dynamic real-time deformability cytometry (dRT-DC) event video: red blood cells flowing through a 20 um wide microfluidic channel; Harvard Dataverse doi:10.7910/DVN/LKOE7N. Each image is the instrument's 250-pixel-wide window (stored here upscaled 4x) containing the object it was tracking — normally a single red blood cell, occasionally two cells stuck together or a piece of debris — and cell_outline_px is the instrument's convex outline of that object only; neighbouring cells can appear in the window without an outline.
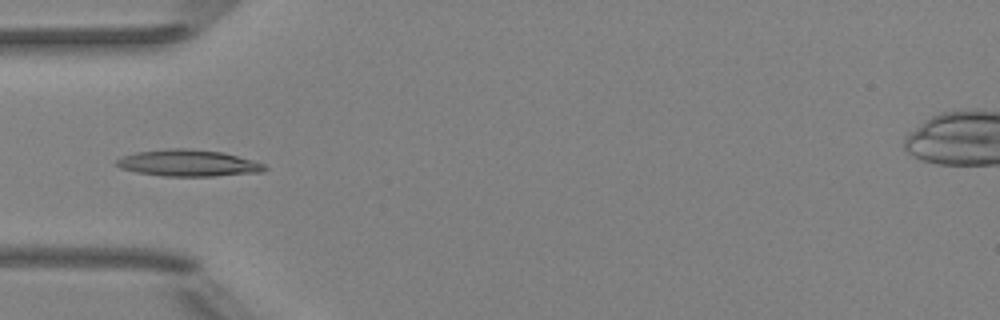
{"species": "Egyptian fruit bat (a non-hibernating species)", "species_latin": "Rousettus aegyptiacus", "temperature_condition": "room temperature", "stored_images_in_passage": 37, "camera_frame_rate_fps": 3000, "um_per_image_px": 0.085, "animal": {"sex": "female"}, "frame": {"image": 1, "passage_image": 2, "time_ms": 0.333, "image_size_px": [1000, 320], "cell_outline_px": [[268, 168], [264, 172], [212, 176], [164, 176], [136, 172], [120, 168], [116, 164], [116, 160], [120, 156], [136, 152], [172, 148], [188, 148], [224, 152], [252, 160], [264, 164]], "centroid_in_image_um": [16.0, 13.86], "position_along_channel_um": 69.0, "area_um2": 23.06}}
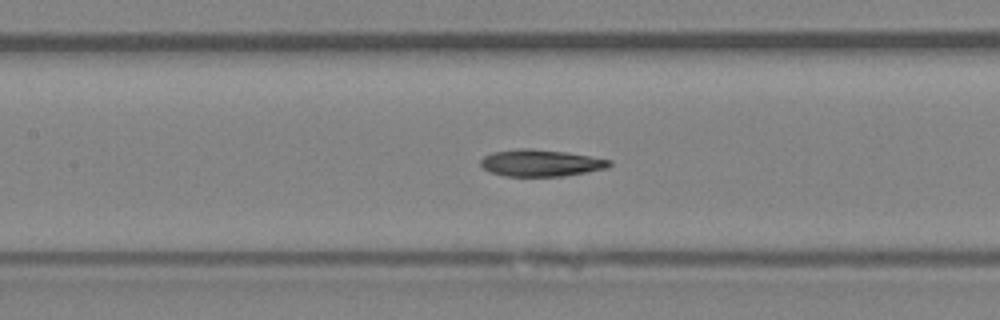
{"frame": {"image": 2, "passage_image": 9, "time_ms": 2.667, "image_size_px": [1000, 320], "cell_outline_px": [[612, 164], [608, 168], [564, 176], [504, 176], [492, 172], [484, 168], [480, 164], [480, 160], [484, 156], [492, 152], [520, 148], [532, 148], [568, 152], [592, 156], [612, 160]], "centroid_in_image_um": [46.0, 13.84], "position_along_channel_um": 161.4, "area_um2": 20.29}}
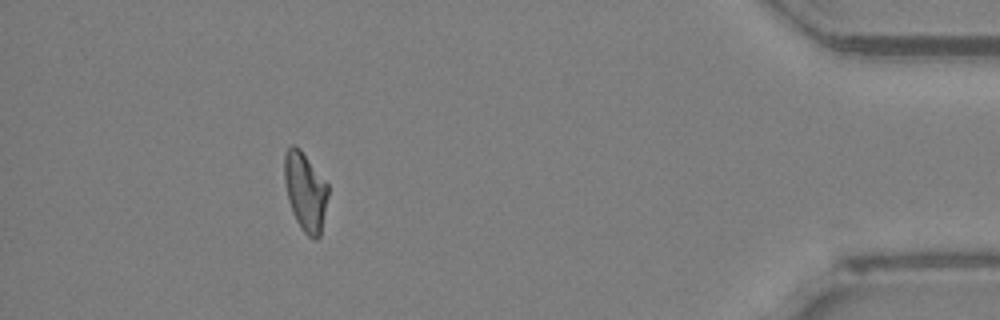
{"frame": {"image": 3, "passage_image": 32, "time_ms": 10.333, "image_size_px": [1000, 320], "cell_outline_px": [[328, 196], [320, 236], [316, 240], [308, 236], [304, 232], [296, 220], [288, 200], [284, 180], [284, 156], [288, 148], [292, 144], [300, 148], [328, 184]], "centroid_in_image_um": [25.95, 16.27], "position_along_channel_um": 409.3, "area_um2": 19.94}, "authors_computed_cell_mechanics": {"area_um2": 20.3456, "velocity_mm_per_s": 3.9765, "shape_relaxation_time_tau1_ms": 6.1648, "shape_relaxation_time_tau2_ms": 7.4761, "deformation_change_tau1": 0.1764, "deformation_change_tau2": 0.1379}}